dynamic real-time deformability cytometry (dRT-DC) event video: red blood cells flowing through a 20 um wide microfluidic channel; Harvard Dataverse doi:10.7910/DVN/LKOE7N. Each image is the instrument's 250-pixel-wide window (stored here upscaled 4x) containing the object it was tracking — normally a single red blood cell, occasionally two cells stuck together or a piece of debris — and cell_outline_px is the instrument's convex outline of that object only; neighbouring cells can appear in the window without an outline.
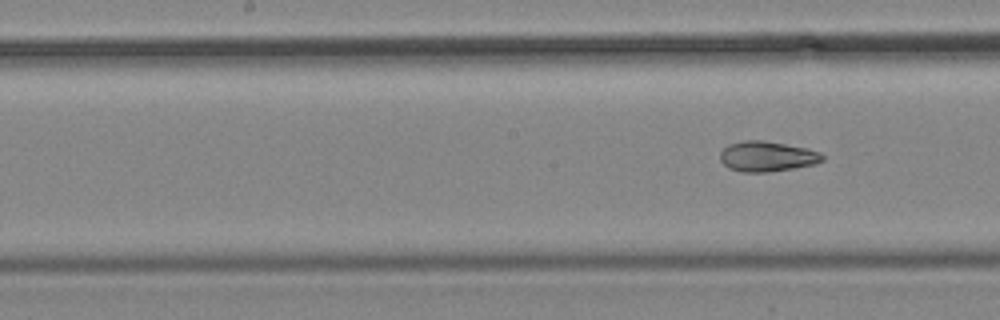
{"species": "common noctule bat (a hibernating species)", "species_latin": "Nyctalus noctula", "temperature_condition": "cold", "stored_images_in_passage": 13, "camera_frame_rate_fps": 3000, "um_per_image_px": 0.085, "animal": {"sex": "male", "body_mass_g": 19.2, "forearm_length_mm": 51.8}, "frame": {"image": 1, "passage_image": 13, "time_ms": 16.667, "image_size_px": [1000, 320], "cell_outline_px": [[824, 160], [816, 164], [768, 172], [740, 172], [728, 168], [720, 160], [720, 152], [728, 144], [744, 140], [760, 140], [784, 144], [804, 148], [820, 152], [824, 156]], "centroid_in_image_um": [65.17, 13.3], "position_along_channel_um": 183.0, "area_um2": 17.98}}